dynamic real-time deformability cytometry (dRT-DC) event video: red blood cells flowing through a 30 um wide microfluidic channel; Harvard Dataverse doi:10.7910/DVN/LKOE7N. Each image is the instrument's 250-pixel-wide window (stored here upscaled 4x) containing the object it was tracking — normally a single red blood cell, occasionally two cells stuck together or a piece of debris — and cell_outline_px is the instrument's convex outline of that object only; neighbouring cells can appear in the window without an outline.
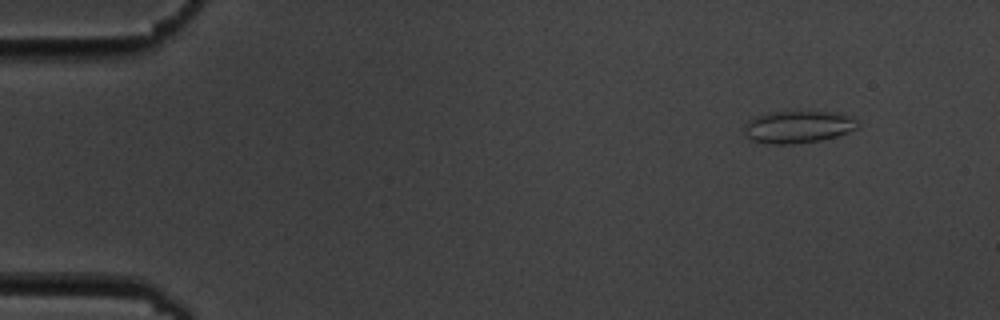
{"species": "common noctule bat (a hibernating species)", "species_latin": "Nyctalus noctula", "temperature_condition": "cold", "stored_images_in_passage": 8, "camera_frame_rate_fps": 3000, "um_per_image_px": 0.085, "animal": {"sex": "male", "body_mass_g": 19.5, "forearm_length_mm": 54.6}, "frame": {"image": 1, "passage_image": 2, "time_ms": 1.333, "image_size_px": [1000, 320], "cell_outline_px": [[860, 124], [856, 128], [848, 132], [836, 136], [820, 140], [796, 144], [768, 144], [748, 140], [740, 128], [752, 116], [768, 112], [840, 112], [852, 116]], "centroid_in_image_um": [67.75, 10.79], "position_along_channel_um": 17.2, "area_um2": 21.91}}
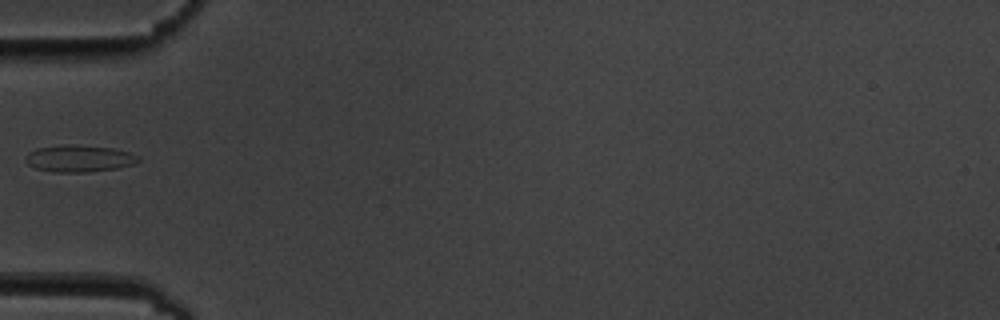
{"frame": {"image": 2, "passage_image": 6, "time_ms": 6.0, "image_size_px": [1000, 320], "cell_outline_px": [[140, 160], [132, 164], [116, 168], [88, 172], [52, 172], [36, 168], [28, 164], [24, 160], [28, 152], [36, 148], [72, 144], [112, 148], [128, 152], [140, 156]], "centroid_in_image_um": [6.7, 13.47], "position_along_channel_um": 78.3, "area_um2": 17.57}}
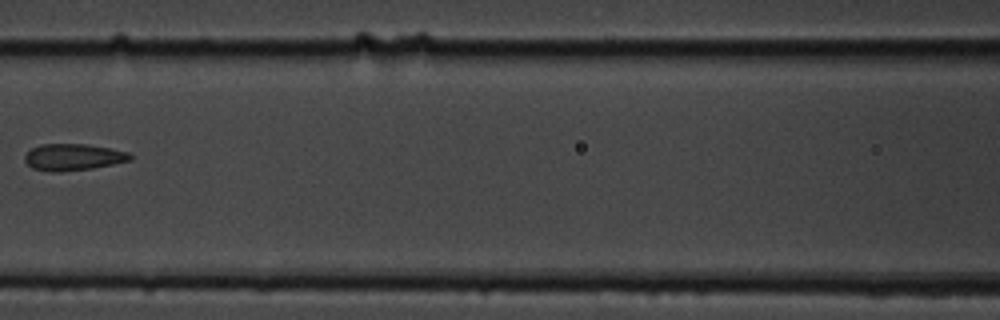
{"frame": {"image": 3, "passage_image": 8, "time_ms": 8.333, "image_size_px": [1000, 320], "cell_outline_px": [[132, 160], [92, 168], [60, 172], [52, 172], [32, 168], [24, 160], [24, 156], [32, 148], [40, 144], [88, 144], [112, 148], [128, 152], [132, 156]], "centroid_in_image_um": [6.22, 13.35], "position_along_channel_um": 160.4, "area_um2": 16.42}}